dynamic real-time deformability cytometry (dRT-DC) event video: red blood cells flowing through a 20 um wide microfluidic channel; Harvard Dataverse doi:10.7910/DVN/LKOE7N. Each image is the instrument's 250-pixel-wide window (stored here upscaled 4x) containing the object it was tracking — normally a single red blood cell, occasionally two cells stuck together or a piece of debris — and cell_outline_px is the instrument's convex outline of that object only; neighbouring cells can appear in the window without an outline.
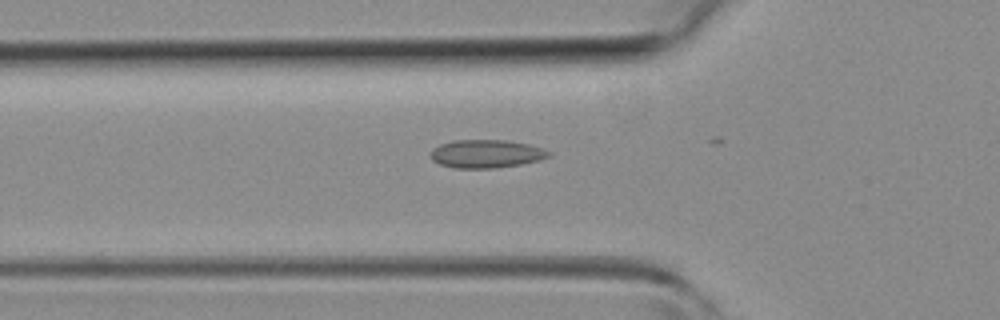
{"species": "common noctule bat (a hibernating species)", "species_latin": "Nyctalus noctula", "temperature_condition": "room temperature", "stored_images_in_passage": 16, "camera_frame_rate_fps": 3000, "um_per_image_px": 0.085, "animal": {"sex": "female", "body_mass_g": 19.3, "forearm_length_mm": 54.1}, "frame": {"image": 1, "passage_image": 15, "time_ms": 4.667, "image_size_px": [1000, 320], "cell_outline_px": [[552, 156], [540, 160], [520, 164], [492, 168], [452, 168], [440, 164], [432, 160], [432, 148], [440, 144], [452, 140], [508, 140], [528, 144], [552, 152]], "centroid_in_image_um": [41.34, 13.07], "position_along_channel_um": 84.5, "area_um2": 19.42}}